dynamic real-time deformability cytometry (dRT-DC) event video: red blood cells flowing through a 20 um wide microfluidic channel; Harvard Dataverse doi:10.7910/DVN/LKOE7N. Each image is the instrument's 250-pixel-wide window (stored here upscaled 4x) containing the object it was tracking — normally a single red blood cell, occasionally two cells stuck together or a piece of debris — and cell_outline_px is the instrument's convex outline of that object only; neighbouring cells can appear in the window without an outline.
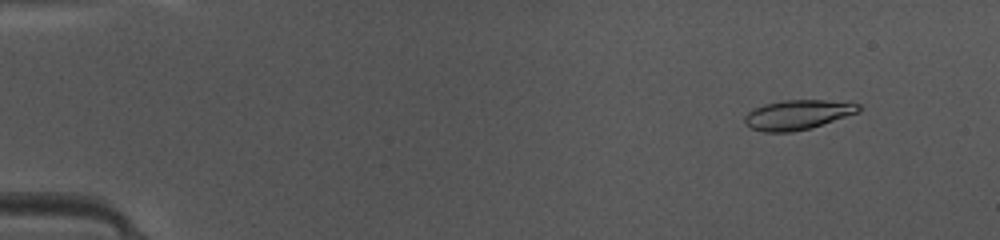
{"species": "common noctule bat (a hibernating species)", "species_latin": "Nyctalus noctula", "temperature_condition": "warm", "stored_images_in_passage": 48, "camera_frame_rate_fps": 3000, "um_per_image_px": 0.085, "animal": {"sex": "female", "body_mass_g": 10.0, "forearm_length_mm": 53.1}, "frame": {"image": 1, "passage_image": 5, "time_ms": 1.333, "image_size_px": [1000, 240], "cell_outline_px": [[860, 112], [812, 128], [792, 132], [764, 132], [752, 128], [744, 120], [744, 116], [748, 112], [764, 104], [784, 100], [852, 100], [860, 104]], "centroid_in_image_um": [67.91, 9.73], "position_along_channel_um": 17.1, "area_um2": 20.0}}
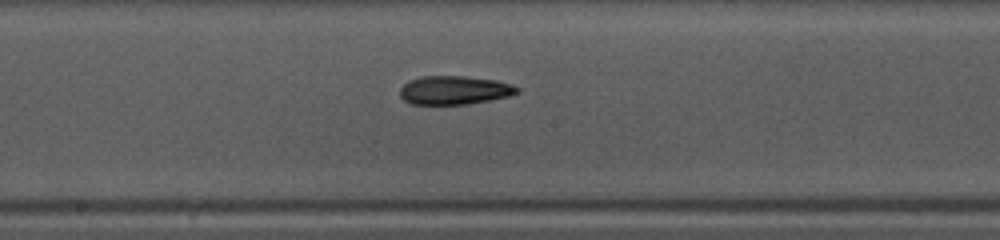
{"frame": {"image": 2, "passage_image": 26, "time_ms": 8.333, "image_size_px": [1000, 240], "cell_outline_px": [[520, 92], [508, 96], [468, 104], [412, 104], [404, 100], [400, 96], [400, 88], [408, 80], [420, 76], [464, 76], [496, 80], [512, 84], [520, 88]], "centroid_in_image_um": [38.61, 7.65], "position_along_channel_um": 209.6, "area_um2": 19.59}}
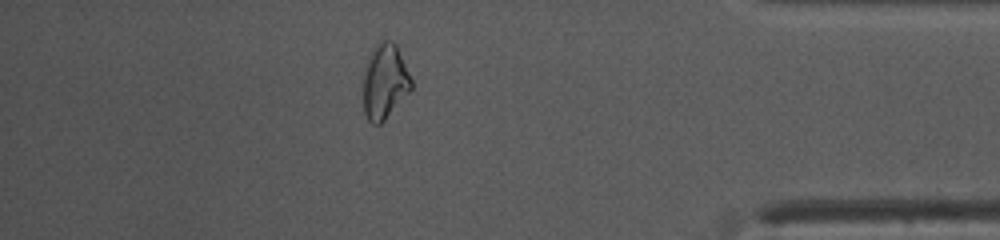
{"frame": {"image": 3, "passage_image": 42, "time_ms": 13.667, "image_size_px": [1000, 240], "cell_outline_px": [[412, 88], [384, 120], [380, 124], [372, 124], [368, 120], [364, 112], [364, 64], [368, 56], [376, 44], [380, 40], [388, 40], [396, 44], [412, 80]], "centroid_in_image_um": [32.68, 6.91], "position_along_channel_um": 402.5, "area_um2": 20.87}, "authors_computed_cell_mechanics": {"area_um2": 19.8543, "velocity_mm_per_s": 4.189, "shape_relaxation_time_tau1_ms": null, "shape_relaxation_time_tau2_ms": 8.3565, "deformation_change_tau1": null, "deformation_change_tau2": 0.1957}}